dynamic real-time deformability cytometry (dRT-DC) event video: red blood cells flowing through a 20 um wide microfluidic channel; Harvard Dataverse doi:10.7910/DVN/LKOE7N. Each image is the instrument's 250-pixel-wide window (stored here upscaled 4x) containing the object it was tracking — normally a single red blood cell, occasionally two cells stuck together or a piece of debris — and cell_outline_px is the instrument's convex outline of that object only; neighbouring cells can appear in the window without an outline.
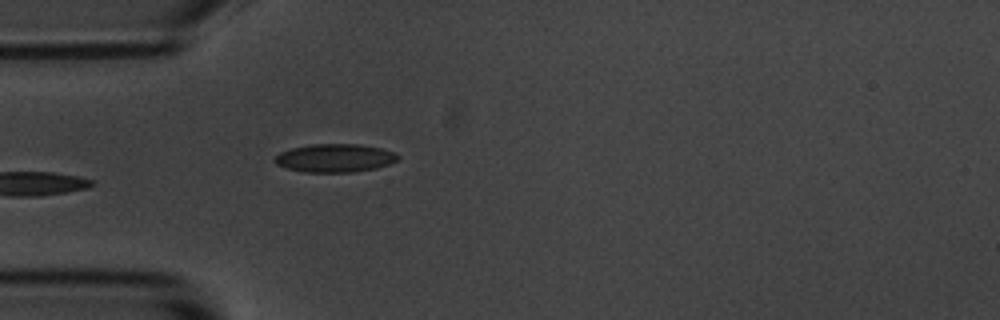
{"species": "common noctule bat (a hibernating species)", "species_latin": "Nyctalus noctula", "temperature_condition": "room temperature", "stored_images_in_passage": 4, "camera_frame_rate_fps": 3000, "um_per_image_px": 0.085, "animal": {"sex": "male", "body_mass_g": 20.1, "forearm_length_mm": 53.5}, "frame": {"image": 1, "passage_image": 4, "time_ms": 3.667, "image_size_px": [1000, 320], "cell_outline_px": [[400, 156], [396, 160], [388, 164], [376, 168], [352, 172], [304, 172], [288, 168], [276, 164], [272, 160], [280, 152], [292, 148], [312, 144], [356, 144], [380, 148], [392, 152]], "centroid_in_image_um": [28.43, 13.43], "position_along_channel_um": 56.6, "area_um2": 20.06}}